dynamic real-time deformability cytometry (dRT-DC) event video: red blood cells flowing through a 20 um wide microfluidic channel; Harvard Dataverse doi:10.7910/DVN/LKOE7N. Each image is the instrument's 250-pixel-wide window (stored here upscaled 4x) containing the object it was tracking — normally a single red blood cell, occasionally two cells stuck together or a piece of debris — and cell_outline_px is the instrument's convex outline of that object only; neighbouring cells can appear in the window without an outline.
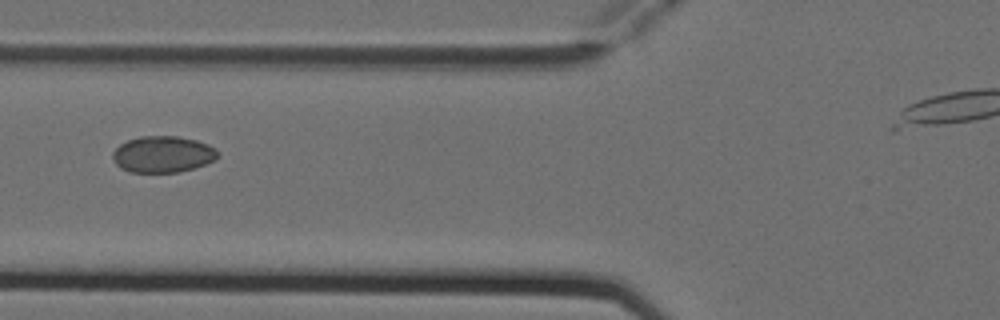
{"species": "Egyptian fruit bat (a non-hibernating species)", "species_latin": "Rousettus aegyptiacus", "temperature_condition": "cold", "stored_images_in_passage": 7, "camera_frame_rate_fps": 3000, "um_per_image_px": 0.085, "animal": {"sex": "female"}, "frame": {"image": 1, "passage_image": 7, "time_ms": 2.0, "image_size_px": [1000, 320], "cell_outline_px": [[216, 160], [180, 172], [128, 172], [120, 168], [116, 164], [112, 156], [112, 152], [120, 144], [128, 140], [140, 136], [176, 136], [196, 140], [208, 144], [216, 148]], "centroid_in_image_um": [13.81, 13.11], "position_along_channel_um": 112.0, "area_um2": 22.25}}